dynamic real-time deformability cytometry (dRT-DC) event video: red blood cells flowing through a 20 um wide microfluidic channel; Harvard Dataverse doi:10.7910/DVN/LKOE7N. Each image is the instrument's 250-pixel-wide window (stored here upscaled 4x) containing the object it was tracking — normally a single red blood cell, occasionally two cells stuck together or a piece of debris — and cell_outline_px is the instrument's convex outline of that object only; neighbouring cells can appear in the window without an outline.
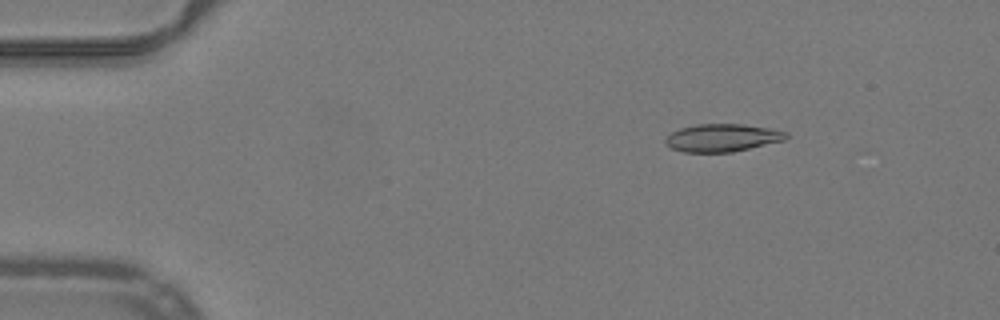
{"species": "common noctule bat (a hibernating species)", "species_latin": "Nyctalus noctula", "temperature_condition": "warm", "stored_images_in_passage": 52, "camera_frame_rate_fps": 3000, "um_per_image_px": 0.085, "animal": {"sex": "male", "body_mass_g": 19.2, "forearm_length_mm": 51.8}, "frame": {"image": 1, "passage_image": 8, "time_ms": 2.333, "image_size_px": [1000, 320], "cell_outline_px": [[788, 136], [784, 140], [732, 152], [684, 152], [672, 148], [664, 144], [664, 140], [672, 132], [680, 128], [696, 124], [744, 124], [768, 128], [788, 132]], "centroid_in_image_um": [61.37, 11.71], "position_along_channel_um": 23.6, "area_um2": 19.42}}
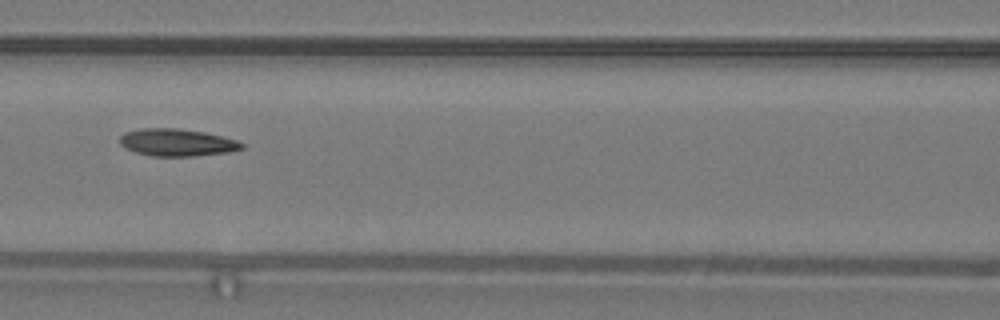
{"frame": {"image": 2, "passage_image": 24, "time_ms": 7.667, "image_size_px": [1000, 320], "cell_outline_px": [[244, 148], [228, 152], [192, 156], [152, 156], [136, 152], [124, 148], [120, 144], [120, 136], [124, 132], [140, 128], [176, 128], [204, 132], [224, 136], [236, 140], [244, 144]], "centroid_in_image_um": [15.03, 12.1], "position_along_channel_um": 151.6, "area_um2": 19.48}}
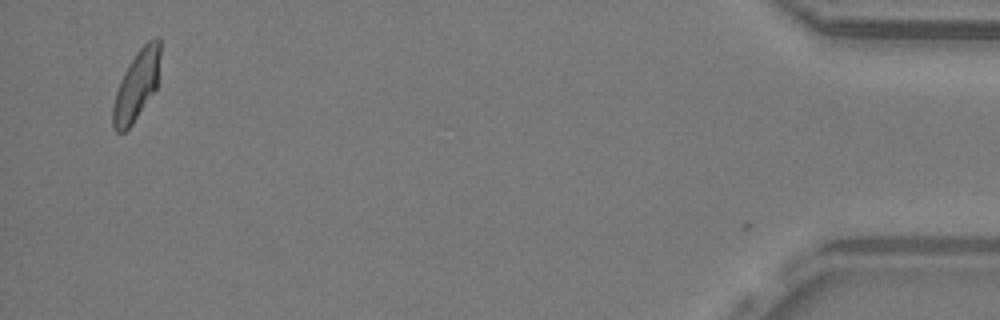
{"frame": {"image": 3, "passage_image": 51, "time_ms": 16.667, "image_size_px": [1000, 320], "cell_outline_px": [[160, 56], [156, 88], [132, 124], [124, 132], [116, 132], [112, 128], [112, 104], [120, 80], [124, 72], [136, 52], [148, 40], [156, 36], [160, 36]], "centroid_in_image_um": [11.59, 7.25], "position_along_channel_um": 423.6, "area_um2": 19.13}, "authors_computed_cell_mechanics": {"area_um2": 19.3919, "velocity_mm_per_s": 3.9535, "shape_relaxation_time_tau1_ms": 9.5133, "shape_relaxation_time_tau2_ms": 2.3997, "deformation_change_tau1": 0.2728, "deformation_change_tau2": 0.0828}}